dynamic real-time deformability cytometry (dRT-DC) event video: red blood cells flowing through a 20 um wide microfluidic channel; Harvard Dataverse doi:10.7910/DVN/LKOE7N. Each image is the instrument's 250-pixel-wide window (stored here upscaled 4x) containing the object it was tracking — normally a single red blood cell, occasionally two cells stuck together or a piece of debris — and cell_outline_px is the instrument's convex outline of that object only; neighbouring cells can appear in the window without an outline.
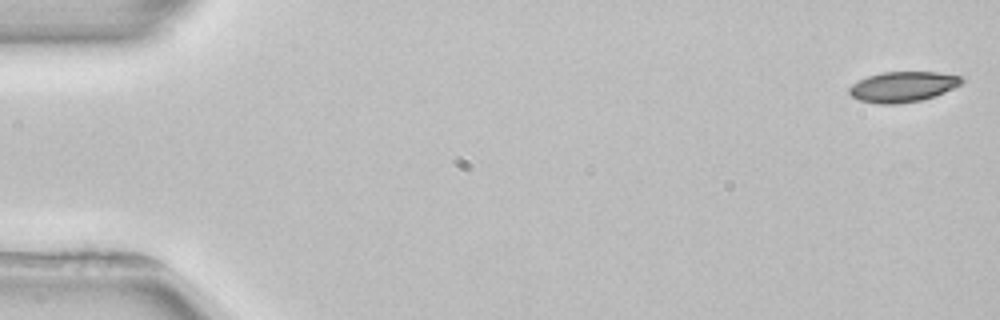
{"species": "common noctule bat (a hibernating species)", "species_latin": "Nyctalus noctula", "temperature_condition": "room temperature", "stored_images_in_passage": 3, "camera_frame_rate_fps": 3000, "um_per_image_px": 0.085, "animal": {"sex": "female", "body_mass_g": 22.7, "forearm_length_mm": 54.2}, "frame": {"image": 1, "passage_image": 1, "time_ms": 0.0, "image_size_px": [1000, 320], "cell_outline_px": [[964, 80], [960, 84], [936, 96], [920, 100], [900, 104], [876, 104], [860, 100], [852, 96], [848, 92], [848, 88], [852, 84], [868, 76], [884, 72], [936, 72], [964, 76]], "centroid_in_image_um": [76.74, 7.38], "position_along_channel_um": 8.3, "area_um2": 19.94}}
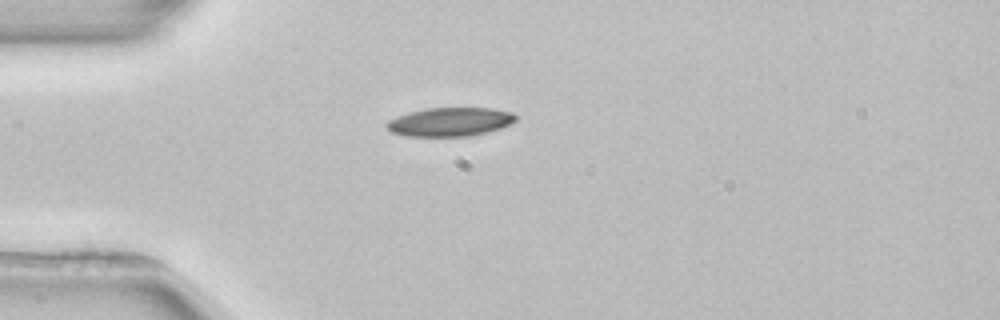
{"frame": {"image": 2, "passage_image": 3, "time_ms": 4.333, "image_size_px": [1000, 320], "cell_outline_px": [[516, 120], [500, 128], [468, 136], [408, 136], [392, 132], [384, 124], [388, 120], [396, 116], [408, 112], [428, 108], [492, 108], [512, 112], [516, 116]], "centroid_in_image_um": [38.21, 10.35], "position_along_channel_um": 46.8, "area_um2": 21.44}}